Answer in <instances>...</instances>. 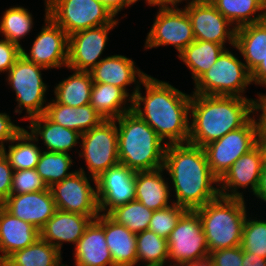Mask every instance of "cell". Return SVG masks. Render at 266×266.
<instances>
[{"instance_id":"1","label":"cell","mask_w":266,"mask_h":266,"mask_svg":"<svg viewBox=\"0 0 266 266\" xmlns=\"http://www.w3.org/2000/svg\"><path fill=\"white\" fill-rule=\"evenodd\" d=\"M141 85L146 90L144 96L140 90ZM191 96L192 93L188 95L169 82L147 75L132 98V110L148 123L167 145L187 143L190 135Z\"/></svg>"},{"instance_id":"35","label":"cell","mask_w":266,"mask_h":266,"mask_svg":"<svg viewBox=\"0 0 266 266\" xmlns=\"http://www.w3.org/2000/svg\"><path fill=\"white\" fill-rule=\"evenodd\" d=\"M136 248L137 263L142 262L143 266H163L169 263L167 239L149 229L136 234Z\"/></svg>"},{"instance_id":"50","label":"cell","mask_w":266,"mask_h":266,"mask_svg":"<svg viewBox=\"0 0 266 266\" xmlns=\"http://www.w3.org/2000/svg\"><path fill=\"white\" fill-rule=\"evenodd\" d=\"M254 195L266 203V166H263L259 185Z\"/></svg>"},{"instance_id":"48","label":"cell","mask_w":266,"mask_h":266,"mask_svg":"<svg viewBox=\"0 0 266 266\" xmlns=\"http://www.w3.org/2000/svg\"><path fill=\"white\" fill-rule=\"evenodd\" d=\"M252 83L266 87V57L251 72Z\"/></svg>"},{"instance_id":"29","label":"cell","mask_w":266,"mask_h":266,"mask_svg":"<svg viewBox=\"0 0 266 266\" xmlns=\"http://www.w3.org/2000/svg\"><path fill=\"white\" fill-rule=\"evenodd\" d=\"M90 104L105 120H116L132 110V99L121 88L105 83L93 82Z\"/></svg>"},{"instance_id":"22","label":"cell","mask_w":266,"mask_h":266,"mask_svg":"<svg viewBox=\"0 0 266 266\" xmlns=\"http://www.w3.org/2000/svg\"><path fill=\"white\" fill-rule=\"evenodd\" d=\"M92 220L89 216L57 209L40 229V238L61 252L63 243L76 246Z\"/></svg>"},{"instance_id":"24","label":"cell","mask_w":266,"mask_h":266,"mask_svg":"<svg viewBox=\"0 0 266 266\" xmlns=\"http://www.w3.org/2000/svg\"><path fill=\"white\" fill-rule=\"evenodd\" d=\"M163 172L162 167L152 171H136L135 174V200L152 211L166 208L174 203L170 199L172 188L163 178Z\"/></svg>"},{"instance_id":"23","label":"cell","mask_w":266,"mask_h":266,"mask_svg":"<svg viewBox=\"0 0 266 266\" xmlns=\"http://www.w3.org/2000/svg\"><path fill=\"white\" fill-rule=\"evenodd\" d=\"M40 237V231L29 222L10 214L0 204V262L13 252L33 244Z\"/></svg>"},{"instance_id":"21","label":"cell","mask_w":266,"mask_h":266,"mask_svg":"<svg viewBox=\"0 0 266 266\" xmlns=\"http://www.w3.org/2000/svg\"><path fill=\"white\" fill-rule=\"evenodd\" d=\"M75 266H114L104 234V214L92 220L75 246Z\"/></svg>"},{"instance_id":"52","label":"cell","mask_w":266,"mask_h":266,"mask_svg":"<svg viewBox=\"0 0 266 266\" xmlns=\"http://www.w3.org/2000/svg\"><path fill=\"white\" fill-rule=\"evenodd\" d=\"M187 266H215L210 256L194 261Z\"/></svg>"},{"instance_id":"13","label":"cell","mask_w":266,"mask_h":266,"mask_svg":"<svg viewBox=\"0 0 266 266\" xmlns=\"http://www.w3.org/2000/svg\"><path fill=\"white\" fill-rule=\"evenodd\" d=\"M156 18L146 36V49L173 46L178 55L192 42L195 36L190 18L183 8L159 7Z\"/></svg>"},{"instance_id":"30","label":"cell","mask_w":266,"mask_h":266,"mask_svg":"<svg viewBox=\"0 0 266 266\" xmlns=\"http://www.w3.org/2000/svg\"><path fill=\"white\" fill-rule=\"evenodd\" d=\"M224 45L204 40L190 43L178 58L190 69L194 83L217 61Z\"/></svg>"},{"instance_id":"4","label":"cell","mask_w":266,"mask_h":266,"mask_svg":"<svg viewBox=\"0 0 266 266\" xmlns=\"http://www.w3.org/2000/svg\"><path fill=\"white\" fill-rule=\"evenodd\" d=\"M119 162L133 171H152L164 165L167 144L133 110L115 120Z\"/></svg>"},{"instance_id":"31","label":"cell","mask_w":266,"mask_h":266,"mask_svg":"<svg viewBox=\"0 0 266 266\" xmlns=\"http://www.w3.org/2000/svg\"><path fill=\"white\" fill-rule=\"evenodd\" d=\"M73 74L54 87L55 101L71 107L90 104L93 80L90 71L72 70Z\"/></svg>"},{"instance_id":"54","label":"cell","mask_w":266,"mask_h":266,"mask_svg":"<svg viewBox=\"0 0 266 266\" xmlns=\"http://www.w3.org/2000/svg\"><path fill=\"white\" fill-rule=\"evenodd\" d=\"M263 2V17L264 21H266V0H262Z\"/></svg>"},{"instance_id":"16","label":"cell","mask_w":266,"mask_h":266,"mask_svg":"<svg viewBox=\"0 0 266 266\" xmlns=\"http://www.w3.org/2000/svg\"><path fill=\"white\" fill-rule=\"evenodd\" d=\"M117 24L81 30L68 37L67 68L77 71L92 70L103 58L108 34ZM101 57V58H100Z\"/></svg>"},{"instance_id":"15","label":"cell","mask_w":266,"mask_h":266,"mask_svg":"<svg viewBox=\"0 0 266 266\" xmlns=\"http://www.w3.org/2000/svg\"><path fill=\"white\" fill-rule=\"evenodd\" d=\"M186 3L184 9L190 18L195 40L209 41L224 46L229 42V45L235 46V26L209 0H188Z\"/></svg>"},{"instance_id":"41","label":"cell","mask_w":266,"mask_h":266,"mask_svg":"<svg viewBox=\"0 0 266 266\" xmlns=\"http://www.w3.org/2000/svg\"><path fill=\"white\" fill-rule=\"evenodd\" d=\"M46 189H48V186L42 180L36 169L13 171L10 194H24Z\"/></svg>"},{"instance_id":"53","label":"cell","mask_w":266,"mask_h":266,"mask_svg":"<svg viewBox=\"0 0 266 266\" xmlns=\"http://www.w3.org/2000/svg\"><path fill=\"white\" fill-rule=\"evenodd\" d=\"M257 145L262 150L264 166H266V140H257Z\"/></svg>"},{"instance_id":"38","label":"cell","mask_w":266,"mask_h":266,"mask_svg":"<svg viewBox=\"0 0 266 266\" xmlns=\"http://www.w3.org/2000/svg\"><path fill=\"white\" fill-rule=\"evenodd\" d=\"M154 211L145 207L137 200L112 209L107 215L115 222L124 225L134 234L148 230Z\"/></svg>"},{"instance_id":"39","label":"cell","mask_w":266,"mask_h":266,"mask_svg":"<svg viewBox=\"0 0 266 266\" xmlns=\"http://www.w3.org/2000/svg\"><path fill=\"white\" fill-rule=\"evenodd\" d=\"M252 217L245 219L242 230L243 251L266 259V220Z\"/></svg>"},{"instance_id":"11","label":"cell","mask_w":266,"mask_h":266,"mask_svg":"<svg viewBox=\"0 0 266 266\" xmlns=\"http://www.w3.org/2000/svg\"><path fill=\"white\" fill-rule=\"evenodd\" d=\"M88 174L82 167L61 182L54 183L50 190L55 201L56 209L79 213L91 217L93 220L99 216L96 179Z\"/></svg>"},{"instance_id":"42","label":"cell","mask_w":266,"mask_h":266,"mask_svg":"<svg viewBox=\"0 0 266 266\" xmlns=\"http://www.w3.org/2000/svg\"><path fill=\"white\" fill-rule=\"evenodd\" d=\"M215 266H242L243 249L241 246L215 250L209 253Z\"/></svg>"},{"instance_id":"17","label":"cell","mask_w":266,"mask_h":266,"mask_svg":"<svg viewBox=\"0 0 266 266\" xmlns=\"http://www.w3.org/2000/svg\"><path fill=\"white\" fill-rule=\"evenodd\" d=\"M135 174L119 163L96 178L99 213L108 214L112 209L135 200Z\"/></svg>"},{"instance_id":"33","label":"cell","mask_w":266,"mask_h":266,"mask_svg":"<svg viewBox=\"0 0 266 266\" xmlns=\"http://www.w3.org/2000/svg\"><path fill=\"white\" fill-rule=\"evenodd\" d=\"M38 141L39 138H35L28 130L23 128L9 142L8 152L5 149L3 153L7 157L13 171L36 169L40 154L43 151L38 147V143L36 144Z\"/></svg>"},{"instance_id":"32","label":"cell","mask_w":266,"mask_h":266,"mask_svg":"<svg viewBox=\"0 0 266 266\" xmlns=\"http://www.w3.org/2000/svg\"><path fill=\"white\" fill-rule=\"evenodd\" d=\"M61 253L39 237L30 246L13 252L4 262L8 266H65Z\"/></svg>"},{"instance_id":"27","label":"cell","mask_w":266,"mask_h":266,"mask_svg":"<svg viewBox=\"0 0 266 266\" xmlns=\"http://www.w3.org/2000/svg\"><path fill=\"white\" fill-rule=\"evenodd\" d=\"M104 234L114 266L137 264L136 234L104 214Z\"/></svg>"},{"instance_id":"6","label":"cell","mask_w":266,"mask_h":266,"mask_svg":"<svg viewBox=\"0 0 266 266\" xmlns=\"http://www.w3.org/2000/svg\"><path fill=\"white\" fill-rule=\"evenodd\" d=\"M42 70L48 69L20 55L7 72V83L16 94L17 106L14 113L21 114L24 109L26 110L27 115L22 120H29L45 113L46 91L49 86L44 83Z\"/></svg>"},{"instance_id":"12","label":"cell","mask_w":266,"mask_h":266,"mask_svg":"<svg viewBox=\"0 0 266 266\" xmlns=\"http://www.w3.org/2000/svg\"><path fill=\"white\" fill-rule=\"evenodd\" d=\"M256 115L241 128L203 147L211 172L220 179L231 165L257 145Z\"/></svg>"},{"instance_id":"26","label":"cell","mask_w":266,"mask_h":266,"mask_svg":"<svg viewBox=\"0 0 266 266\" xmlns=\"http://www.w3.org/2000/svg\"><path fill=\"white\" fill-rule=\"evenodd\" d=\"M29 122V127H26L30 130V134L35 138L40 136L47 151L68 153L80 143L79 132L52 122L45 114L32 117Z\"/></svg>"},{"instance_id":"44","label":"cell","mask_w":266,"mask_h":266,"mask_svg":"<svg viewBox=\"0 0 266 266\" xmlns=\"http://www.w3.org/2000/svg\"><path fill=\"white\" fill-rule=\"evenodd\" d=\"M13 169L3 152H0V204L10 195Z\"/></svg>"},{"instance_id":"5","label":"cell","mask_w":266,"mask_h":266,"mask_svg":"<svg viewBox=\"0 0 266 266\" xmlns=\"http://www.w3.org/2000/svg\"><path fill=\"white\" fill-rule=\"evenodd\" d=\"M244 199L218 196L195 209L202 222L208 251L241 246L243 224L248 217Z\"/></svg>"},{"instance_id":"14","label":"cell","mask_w":266,"mask_h":266,"mask_svg":"<svg viewBox=\"0 0 266 266\" xmlns=\"http://www.w3.org/2000/svg\"><path fill=\"white\" fill-rule=\"evenodd\" d=\"M45 3V24L37 34L32 47L27 53L23 47L21 55L46 69L67 67L68 35L64 29L48 17V5Z\"/></svg>"},{"instance_id":"10","label":"cell","mask_w":266,"mask_h":266,"mask_svg":"<svg viewBox=\"0 0 266 266\" xmlns=\"http://www.w3.org/2000/svg\"><path fill=\"white\" fill-rule=\"evenodd\" d=\"M169 263L188 265L209 256L202 222L195 210H187L167 239Z\"/></svg>"},{"instance_id":"40","label":"cell","mask_w":266,"mask_h":266,"mask_svg":"<svg viewBox=\"0 0 266 266\" xmlns=\"http://www.w3.org/2000/svg\"><path fill=\"white\" fill-rule=\"evenodd\" d=\"M186 211V208L174 203L166 208L156 210L151 217L148 229L158 236L168 239L180 217Z\"/></svg>"},{"instance_id":"8","label":"cell","mask_w":266,"mask_h":266,"mask_svg":"<svg viewBox=\"0 0 266 266\" xmlns=\"http://www.w3.org/2000/svg\"><path fill=\"white\" fill-rule=\"evenodd\" d=\"M48 17L68 36L106 24H119L111 12L95 0H46Z\"/></svg>"},{"instance_id":"43","label":"cell","mask_w":266,"mask_h":266,"mask_svg":"<svg viewBox=\"0 0 266 266\" xmlns=\"http://www.w3.org/2000/svg\"><path fill=\"white\" fill-rule=\"evenodd\" d=\"M20 55L21 47L5 38L0 39V74L8 72Z\"/></svg>"},{"instance_id":"2","label":"cell","mask_w":266,"mask_h":266,"mask_svg":"<svg viewBox=\"0 0 266 266\" xmlns=\"http://www.w3.org/2000/svg\"><path fill=\"white\" fill-rule=\"evenodd\" d=\"M163 168L172 181L173 202L178 206L195 210L220 195L219 179L211 172L203 147L189 142L168 144Z\"/></svg>"},{"instance_id":"18","label":"cell","mask_w":266,"mask_h":266,"mask_svg":"<svg viewBox=\"0 0 266 266\" xmlns=\"http://www.w3.org/2000/svg\"><path fill=\"white\" fill-rule=\"evenodd\" d=\"M264 161L262 150L258 145L248 153L240 156L219 179V194L228 198L244 199L240 188H250V192L257 191Z\"/></svg>"},{"instance_id":"36","label":"cell","mask_w":266,"mask_h":266,"mask_svg":"<svg viewBox=\"0 0 266 266\" xmlns=\"http://www.w3.org/2000/svg\"><path fill=\"white\" fill-rule=\"evenodd\" d=\"M33 24L30 10L18 5L13 6L3 12L0 20V33L6 40L22 48L20 40L29 35Z\"/></svg>"},{"instance_id":"34","label":"cell","mask_w":266,"mask_h":266,"mask_svg":"<svg viewBox=\"0 0 266 266\" xmlns=\"http://www.w3.org/2000/svg\"><path fill=\"white\" fill-rule=\"evenodd\" d=\"M209 1L235 28L264 20L262 0Z\"/></svg>"},{"instance_id":"20","label":"cell","mask_w":266,"mask_h":266,"mask_svg":"<svg viewBox=\"0 0 266 266\" xmlns=\"http://www.w3.org/2000/svg\"><path fill=\"white\" fill-rule=\"evenodd\" d=\"M92 80L95 83L111 84L121 88L131 99L148 74L141 71L135 65L132 58L124 55H111L103 58L92 70H90ZM138 78V79H136ZM134 83L135 88L132 94L127 92V86Z\"/></svg>"},{"instance_id":"37","label":"cell","mask_w":266,"mask_h":266,"mask_svg":"<svg viewBox=\"0 0 266 266\" xmlns=\"http://www.w3.org/2000/svg\"><path fill=\"white\" fill-rule=\"evenodd\" d=\"M73 163L69 153L43 150L40 154L36 171L50 188L54 183L61 182L74 173L73 171L69 172Z\"/></svg>"},{"instance_id":"56","label":"cell","mask_w":266,"mask_h":266,"mask_svg":"<svg viewBox=\"0 0 266 266\" xmlns=\"http://www.w3.org/2000/svg\"><path fill=\"white\" fill-rule=\"evenodd\" d=\"M0 266H8L4 261L0 262Z\"/></svg>"},{"instance_id":"49","label":"cell","mask_w":266,"mask_h":266,"mask_svg":"<svg viewBox=\"0 0 266 266\" xmlns=\"http://www.w3.org/2000/svg\"><path fill=\"white\" fill-rule=\"evenodd\" d=\"M242 266H266V259L243 251Z\"/></svg>"},{"instance_id":"19","label":"cell","mask_w":266,"mask_h":266,"mask_svg":"<svg viewBox=\"0 0 266 266\" xmlns=\"http://www.w3.org/2000/svg\"><path fill=\"white\" fill-rule=\"evenodd\" d=\"M1 205L10 214L31 223L39 231L57 210L50 188L24 194H10Z\"/></svg>"},{"instance_id":"7","label":"cell","mask_w":266,"mask_h":266,"mask_svg":"<svg viewBox=\"0 0 266 266\" xmlns=\"http://www.w3.org/2000/svg\"><path fill=\"white\" fill-rule=\"evenodd\" d=\"M253 84L251 72L229 49L194 83L192 93L244 97L245 88Z\"/></svg>"},{"instance_id":"28","label":"cell","mask_w":266,"mask_h":266,"mask_svg":"<svg viewBox=\"0 0 266 266\" xmlns=\"http://www.w3.org/2000/svg\"><path fill=\"white\" fill-rule=\"evenodd\" d=\"M233 48L241 53L245 66L252 72L266 57V21L236 28Z\"/></svg>"},{"instance_id":"3","label":"cell","mask_w":266,"mask_h":266,"mask_svg":"<svg viewBox=\"0 0 266 266\" xmlns=\"http://www.w3.org/2000/svg\"><path fill=\"white\" fill-rule=\"evenodd\" d=\"M257 99L193 93L188 142L204 147L228 132L243 127L251 118Z\"/></svg>"},{"instance_id":"51","label":"cell","mask_w":266,"mask_h":266,"mask_svg":"<svg viewBox=\"0 0 266 266\" xmlns=\"http://www.w3.org/2000/svg\"><path fill=\"white\" fill-rule=\"evenodd\" d=\"M182 1H188V0H145V3L148 4V6H157V7H177L179 3L181 4Z\"/></svg>"},{"instance_id":"25","label":"cell","mask_w":266,"mask_h":266,"mask_svg":"<svg viewBox=\"0 0 266 266\" xmlns=\"http://www.w3.org/2000/svg\"><path fill=\"white\" fill-rule=\"evenodd\" d=\"M52 122L75 130L81 135L94 127L99 126L105 119L91 104L79 107L57 103L54 99L48 102L45 113Z\"/></svg>"},{"instance_id":"9","label":"cell","mask_w":266,"mask_h":266,"mask_svg":"<svg viewBox=\"0 0 266 266\" xmlns=\"http://www.w3.org/2000/svg\"><path fill=\"white\" fill-rule=\"evenodd\" d=\"M81 151L89 172L95 179L110 167L119 164L118 132L115 120H104L99 126L81 135Z\"/></svg>"},{"instance_id":"55","label":"cell","mask_w":266,"mask_h":266,"mask_svg":"<svg viewBox=\"0 0 266 266\" xmlns=\"http://www.w3.org/2000/svg\"><path fill=\"white\" fill-rule=\"evenodd\" d=\"M163 266H165V265H163ZM167 266H187V265H183V264H172V263H170V265L167 264Z\"/></svg>"},{"instance_id":"46","label":"cell","mask_w":266,"mask_h":266,"mask_svg":"<svg viewBox=\"0 0 266 266\" xmlns=\"http://www.w3.org/2000/svg\"><path fill=\"white\" fill-rule=\"evenodd\" d=\"M258 99L255 101L253 114L261 111L258 119L255 117L257 124V140H266V94H257Z\"/></svg>"},{"instance_id":"47","label":"cell","mask_w":266,"mask_h":266,"mask_svg":"<svg viewBox=\"0 0 266 266\" xmlns=\"http://www.w3.org/2000/svg\"><path fill=\"white\" fill-rule=\"evenodd\" d=\"M103 4L111 14L116 18V15L124 10L123 8H128L134 3L138 2V0H95Z\"/></svg>"},{"instance_id":"45","label":"cell","mask_w":266,"mask_h":266,"mask_svg":"<svg viewBox=\"0 0 266 266\" xmlns=\"http://www.w3.org/2000/svg\"><path fill=\"white\" fill-rule=\"evenodd\" d=\"M23 129V127L14 124L11 121V116L7 113L0 112V152H3L6 148L4 143H9L16 137V135Z\"/></svg>"}]
</instances>
